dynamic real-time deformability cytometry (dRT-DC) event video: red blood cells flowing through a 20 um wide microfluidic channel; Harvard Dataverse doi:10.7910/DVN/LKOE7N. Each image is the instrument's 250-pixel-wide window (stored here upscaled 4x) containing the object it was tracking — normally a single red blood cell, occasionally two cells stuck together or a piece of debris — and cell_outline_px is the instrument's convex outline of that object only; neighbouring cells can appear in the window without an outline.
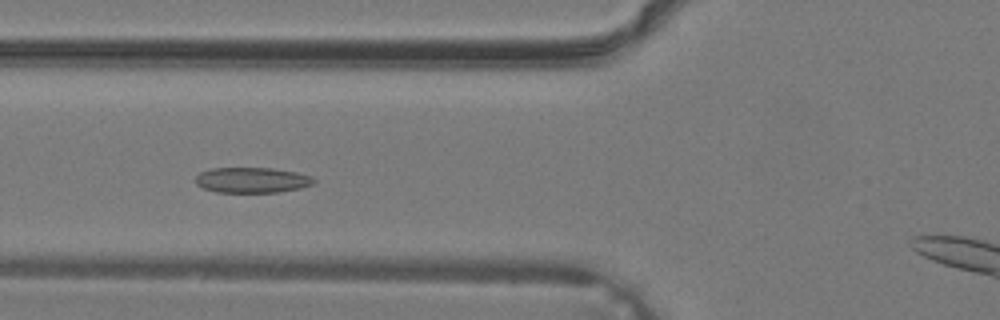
{"species": "common noctule bat (a hibernating species)", "species_latin": "Nyctalus noctula", "temperature_condition": "warm", "stored_images_in_passage": 23, "camera_frame_rate_fps": 3000, "um_per_image_px": 0.085, "animal": {"sex": "male", "body_mass_g": 19.2, "forearm_length_mm": 51.8}, "frame": {"image": 1, "passage_image": 3, "time_ms": 0.667, "image_size_px": [1000, 320], "cell_outline_px": [[316, 180], [312, 184], [300, 188], [276, 192], [216, 192], [204, 188], [196, 184], [196, 176], [200, 172], [212, 168], [272, 168], [296, 172], [312, 176]], "centroid_in_image_um": [21.42, 15.3], "position_along_channel_um": 104.4, "area_um2": 17.46}}
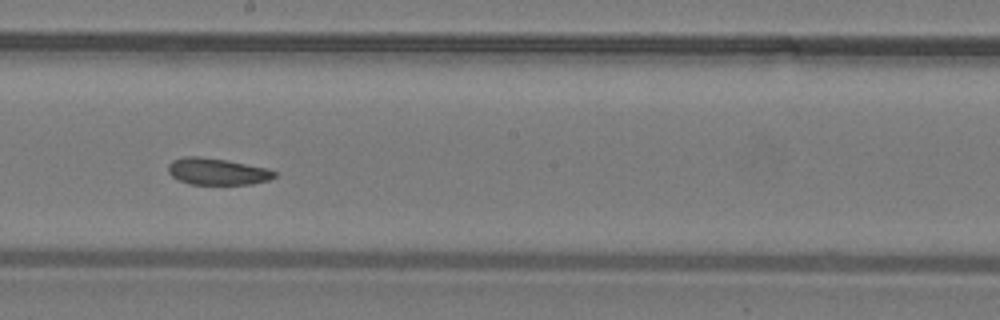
{"frame": {"image": 2, "passage_image": 10, "time_ms": 3.0, "image_size_px": [1000, 320], "cell_outline_px": [[276, 176], [268, 180], [252, 184], [192, 184], [180, 180], [172, 176], [168, 172], [168, 164], [172, 160], [184, 156], [200, 156], [228, 160], [268, 168], [276, 172]], "centroid_in_image_um": [18.46, 14.56], "position_along_channel_um": 229.7, "area_um2": 16.59}}
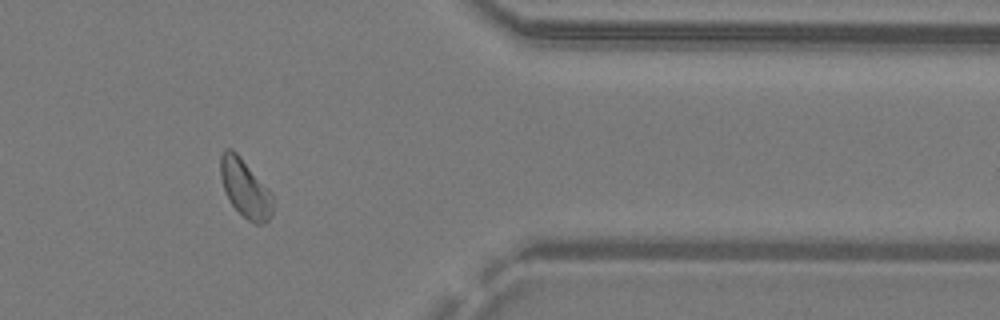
{"frame": {"image": 3, "passage_image": 20, "time_ms": 6.333, "image_size_px": [1000, 320], "cell_outline_px": [[272, 212], [268, 220], [264, 224], [256, 224], [248, 220], [232, 204], [224, 188], [220, 176], [220, 156], [224, 148], [232, 148], [240, 156], [272, 192]], "centroid_in_image_um": [20.84, 15.97], "position_along_channel_um": 390.6, "area_um2": 17.57}}